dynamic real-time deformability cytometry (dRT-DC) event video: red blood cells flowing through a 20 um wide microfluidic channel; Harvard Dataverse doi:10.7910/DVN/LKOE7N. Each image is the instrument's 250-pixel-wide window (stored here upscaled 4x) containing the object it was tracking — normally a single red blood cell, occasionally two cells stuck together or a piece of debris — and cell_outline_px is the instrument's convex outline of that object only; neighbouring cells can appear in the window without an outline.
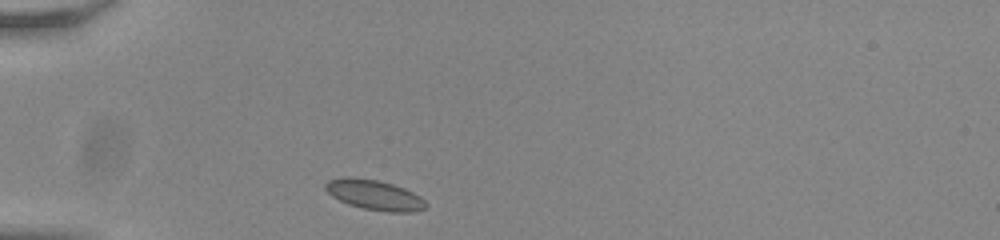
{"species": "common noctule bat (a hibernating species)", "species_latin": "Nyctalus noctula", "temperature_condition": "room temperature", "stored_images_in_passage": 31, "camera_frame_rate_fps": 3000, "um_per_image_px": 0.085, "animal": {"sex": "male", "body_mass_g": 20.0, "forearm_length_mm": 53.3}, "frame": {"image": 1, "passage_image": 1, "time_ms": 0.0, "image_size_px": [1000, 240], "cell_outline_px": [[428, 204], [424, 208], [416, 212], [388, 212], [364, 208], [348, 204], [332, 196], [324, 188], [324, 184], [328, 180], [344, 176], [352, 176], [376, 180], [392, 184], [404, 188], [420, 196]], "centroid_in_image_um": [31.82, 16.56], "position_along_channel_um": 53.2, "area_um2": 17.63}}
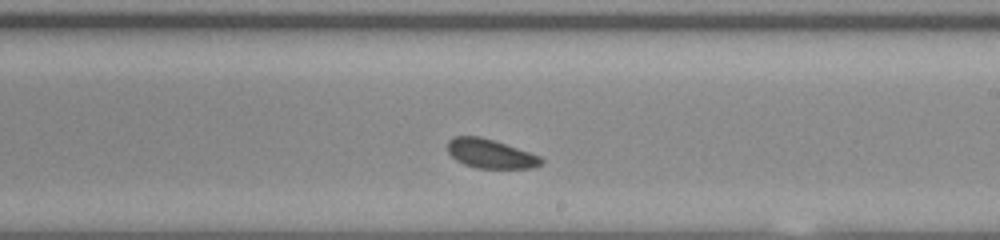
{"frame": {"image": 2, "passage_image": 18, "time_ms": 5.667, "image_size_px": [1000, 240], "cell_outline_px": [[544, 160], [536, 168], [476, 168], [464, 164], [456, 160], [448, 152], [448, 140], [456, 136], [480, 136], [540, 156]], "centroid_in_image_um": [41.67, 13.07], "position_along_channel_um": 247.3, "area_um2": 15.66}}
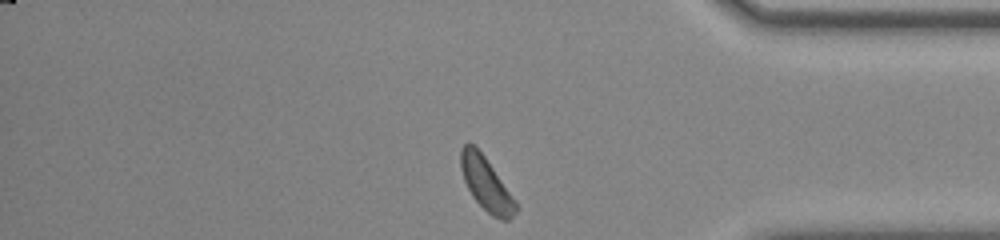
{"frame": {"image": 3, "passage_image": 31, "time_ms": 10.0, "image_size_px": [1000, 240], "cell_outline_px": [[516, 212], [508, 220], [500, 220], [492, 216], [472, 196], [464, 180], [460, 168], [460, 148], [468, 140], [484, 156], [516, 200]], "centroid_in_image_um": [41.3, 15.62], "position_along_channel_um": 393.9, "area_um2": 16.88}, "authors_computed_cell_mechanics": {"area_um2": 16.4152, "velocity_mm_per_s": 3.7603, "shape_relaxation_time_tau1_ms": null, "shape_relaxation_time_tau2_ms": 2.8818, "deformation_change_tau1": null, "deformation_change_tau2": 0.0667}}